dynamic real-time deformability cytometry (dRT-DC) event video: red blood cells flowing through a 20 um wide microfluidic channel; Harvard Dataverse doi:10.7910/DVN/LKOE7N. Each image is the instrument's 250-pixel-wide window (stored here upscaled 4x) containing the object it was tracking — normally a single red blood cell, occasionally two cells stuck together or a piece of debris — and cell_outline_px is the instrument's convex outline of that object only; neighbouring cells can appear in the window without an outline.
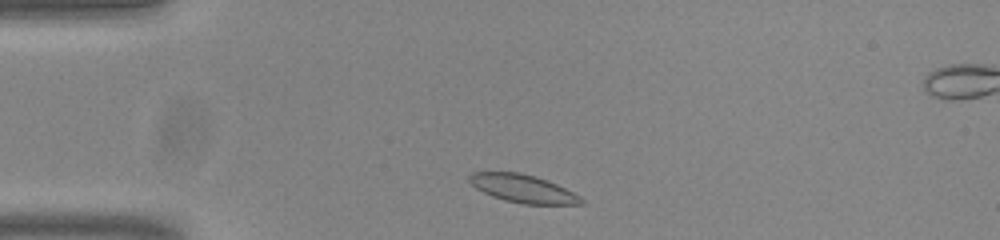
{"species": "common noctule bat (a hibernating species)", "species_latin": "Nyctalus noctula", "temperature_condition": "room temperature", "stored_images_in_passage": 45, "segment_of_instrument_passage": [1, 2], "camera_frame_rate_fps": 3000, "um_per_image_px": 0.085, "animal": {"sex": "male", "body_mass_g": 20.0, "forearm_length_mm": 53.3}, "frame": {"image": 1, "passage_image": 3, "time_ms": 0.667, "image_size_px": [1000, 240], "cell_outline_px": [[584, 204], [524, 204], [504, 200], [492, 196], [476, 188], [468, 180], [468, 176], [472, 172], [520, 172], [536, 176], [556, 184], [580, 196], [584, 200]], "centroid_in_image_um": [44.44, 16.02], "position_along_channel_um": 40.6, "area_um2": 18.15}}
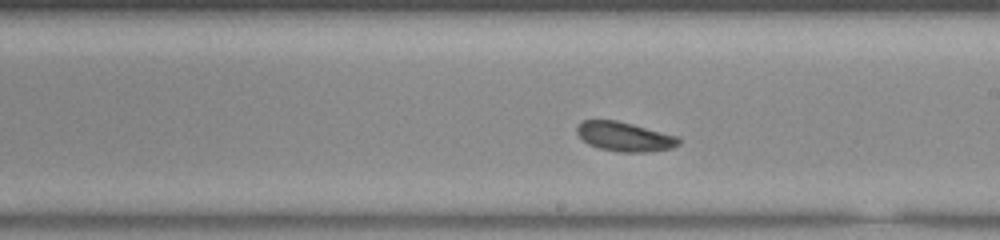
{"frame": {"image": 2, "passage_image": 21, "time_ms": 6.667, "image_size_px": [1000, 240], "cell_outline_px": [[680, 144], [672, 148], [648, 152], [616, 152], [600, 148], [588, 144], [576, 132], [576, 128], [584, 120], [616, 120], [680, 136]], "centroid_in_image_um": [53.13, 11.62], "position_along_channel_um": 235.9, "area_um2": 17.46}}
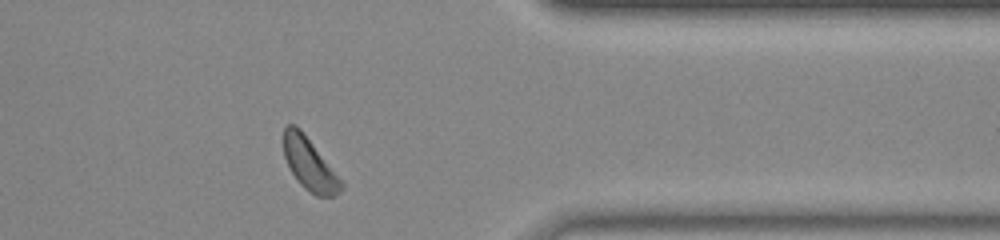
{"frame": {"image": 3, "passage_image": 34, "time_ms": 11.0, "image_size_px": [1000, 240], "cell_outline_px": [[344, 188], [340, 192], [332, 196], [316, 196], [304, 188], [300, 184], [292, 172], [284, 156], [284, 128], [288, 124], [296, 124], [300, 128], [344, 184]], "centroid_in_image_um": [26.3, 13.96], "position_along_channel_um": 385.1, "area_um2": 17.11}}